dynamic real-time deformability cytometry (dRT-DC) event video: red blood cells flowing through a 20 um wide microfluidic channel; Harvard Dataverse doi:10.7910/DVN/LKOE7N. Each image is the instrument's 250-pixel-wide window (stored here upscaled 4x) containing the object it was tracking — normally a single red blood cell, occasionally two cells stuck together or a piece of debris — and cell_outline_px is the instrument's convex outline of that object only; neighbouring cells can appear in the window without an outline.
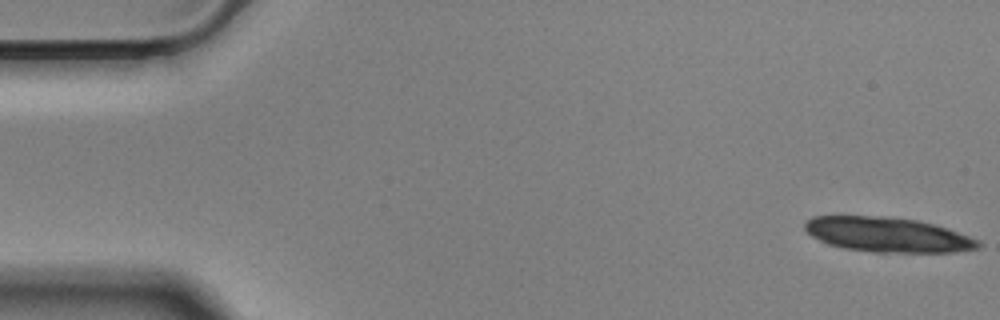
{"species": "Egyptian fruit bat (a non-hibernating species)", "species_latin": "Rousettus aegyptiacus", "temperature_condition": "cold", "stored_images_in_passage": 15, "camera_frame_rate_fps": 3000, "um_per_image_px": 0.085, "animal": {"sex": "male"}, "frame": {"image": 1, "passage_image": 1, "time_ms": 0.0, "image_size_px": [1000, 320], "cell_outline_px": [[984, 244], [980, 248], [952, 252], [876, 252], [844, 248], [828, 244], [812, 236], [804, 228], [804, 224], [812, 216], [888, 216], [920, 220], [948, 228], [980, 240]], "centroid_in_image_um": [75.5, 19.94], "position_along_channel_um": 9.5, "area_um2": 35.32}}